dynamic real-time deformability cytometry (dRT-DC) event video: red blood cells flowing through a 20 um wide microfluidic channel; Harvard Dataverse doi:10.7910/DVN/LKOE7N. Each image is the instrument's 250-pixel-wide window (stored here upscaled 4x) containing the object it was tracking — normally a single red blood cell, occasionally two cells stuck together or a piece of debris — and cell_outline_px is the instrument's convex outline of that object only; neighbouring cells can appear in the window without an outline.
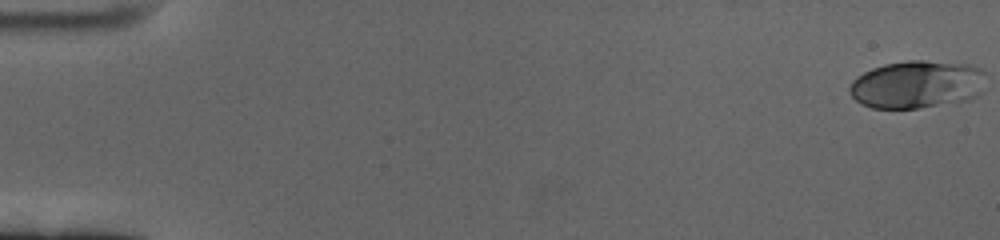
{"species": "human", "species_latin": "Homo sapiens", "temperature_condition": "cold", "stored_images_in_passage": 61, "camera_frame_rate_fps": 3000, "um_per_image_px": 0.085, "donor": {"sex": "female"}, "frame": {"image": 1, "passage_image": 1, "time_ms": 0.0, "image_size_px": [1000, 240], "cell_outline_px": [[984, 72], [980, 96], [968, 100], [920, 108], [872, 108], [860, 104], [848, 92], [848, 88], [852, 80], [856, 76], [872, 68], [884, 64], [908, 60], [924, 60], [972, 64], [980, 68]], "centroid_in_image_um": [77.93, 7.17], "position_along_channel_um": 7.1, "area_um2": 38.38}}
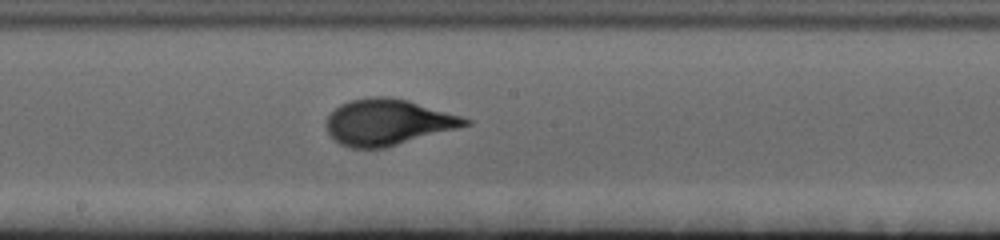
{"frame": {"image": 2, "passage_image": 34, "time_ms": 11.0, "image_size_px": [1000, 240], "cell_outline_px": [[472, 124], [384, 148], [352, 148], [340, 144], [328, 132], [328, 116], [340, 104], [348, 100], [372, 96], [388, 96], [408, 100], [460, 116], [472, 120]], "centroid_in_image_um": [32.97, 10.37], "position_along_channel_um": 215.2, "area_um2": 36.82}}
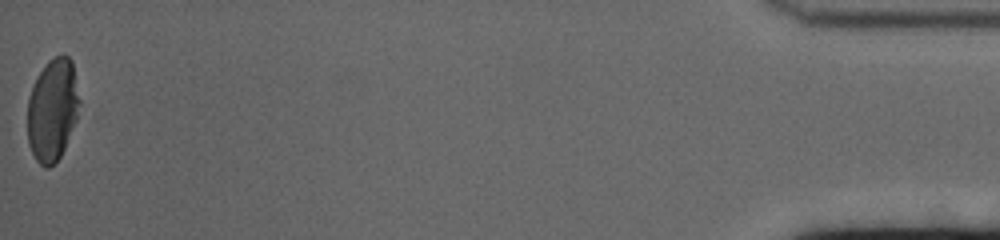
{"frame": {"image": 3, "passage_image": 61, "time_ms": 20.0, "image_size_px": [1000, 240], "cell_outline_px": [[80, 100], [76, 120], [64, 148], [60, 156], [48, 168], [44, 168], [36, 160], [28, 144], [28, 96], [36, 76], [48, 60], [64, 52], [72, 60]], "centroid_in_image_um": [4.46, 9.29], "position_along_channel_um": 430.7, "area_um2": 31.15}, "authors_computed_cell_mechanics": {"area_um2": 35.7782, "velocity_mm_per_s": 3.3716, "shape_relaxation_time_tau1_ms": 3.4427, "shape_relaxation_time_tau2_ms": null, "deformation_change_tau1": 0.178, "deformation_change_tau2": null}}